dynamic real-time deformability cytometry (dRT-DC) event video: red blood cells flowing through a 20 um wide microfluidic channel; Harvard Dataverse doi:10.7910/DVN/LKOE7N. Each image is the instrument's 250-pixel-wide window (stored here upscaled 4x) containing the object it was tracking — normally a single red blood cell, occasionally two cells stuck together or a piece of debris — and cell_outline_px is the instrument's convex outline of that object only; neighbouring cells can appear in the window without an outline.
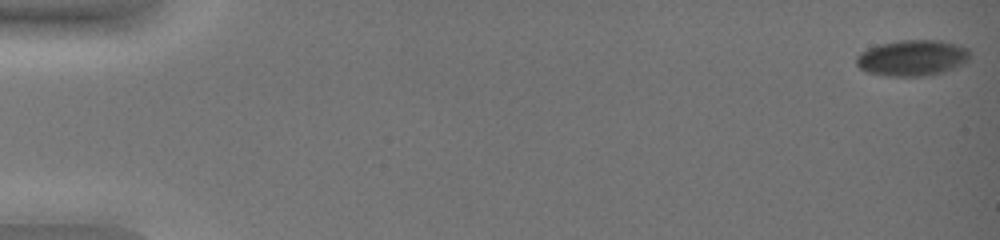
{"species": "common noctule bat (a hibernating species)", "species_latin": "Nyctalus noctula", "temperature_condition": "warm", "stored_images_in_passage": 51, "camera_frame_rate_fps": 3000, "um_per_image_px": 0.085, "animal": {"sex": "female", "body_mass_g": 19.0, "forearm_length_mm": 51.5}, "frame": {"image": 1, "passage_image": 1, "time_ms": 0.0, "image_size_px": [1000, 240], "cell_outline_px": [[968, 60], [964, 64], [940, 72], [924, 76], [888, 76], [868, 72], [860, 68], [856, 64], [856, 56], [860, 52], [868, 48], [880, 44], [900, 40], [940, 40], [956, 44], [968, 48]], "centroid_in_image_um": [77.52, 4.91], "position_along_channel_um": 7.5, "area_um2": 23.64}}
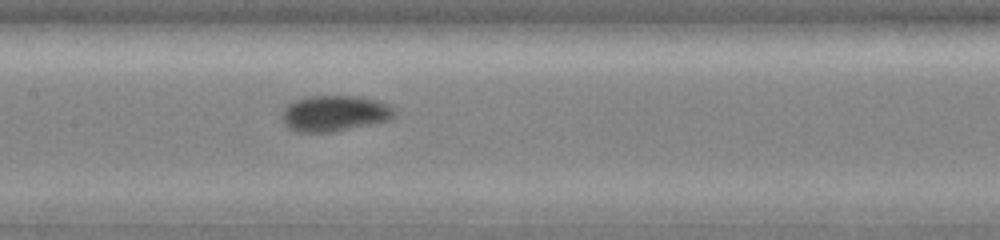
{"frame": {"image": 2, "passage_image": 28, "time_ms": 9.0, "image_size_px": [1000, 240], "cell_outline_px": [[396, 116], [388, 120], [332, 132], [296, 132], [288, 128], [284, 124], [280, 116], [284, 108], [292, 100], [308, 96], [356, 96], [380, 100], [396, 108]], "centroid_in_image_um": [28.42, 9.62], "position_along_channel_um": 179.0, "area_um2": 23.87}}
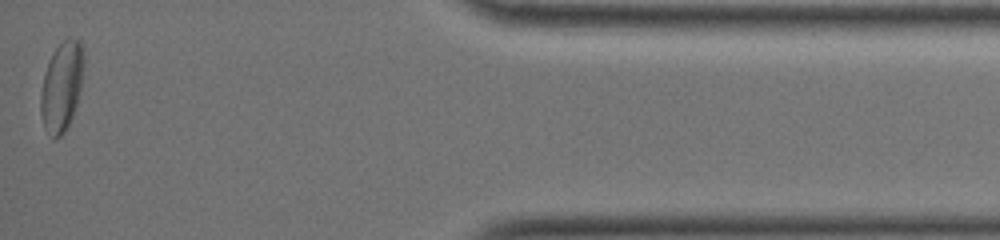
{"frame": {"image": 3, "passage_image": 51, "time_ms": 16.667, "image_size_px": [1000, 240], "cell_outline_px": [[84, 64], [80, 88], [76, 104], [72, 116], [64, 132], [60, 136], [52, 140], [44, 128], [40, 112], [40, 92], [44, 72], [56, 48], [68, 36], [80, 40], [84, 48]], "centroid_in_image_um": [5.24, 7.34], "position_along_channel_um": 430.0, "area_um2": 22.6}, "authors_computed_cell_mechanics": {"area_um2": 23.0044, "velocity_mm_per_s": 3.8606, "shape_relaxation_time_tau1_ms": null, "shape_relaxation_time_tau2_ms": 1.1165, "deformation_change_tau1": null, "deformation_change_tau2": 0.0416}}